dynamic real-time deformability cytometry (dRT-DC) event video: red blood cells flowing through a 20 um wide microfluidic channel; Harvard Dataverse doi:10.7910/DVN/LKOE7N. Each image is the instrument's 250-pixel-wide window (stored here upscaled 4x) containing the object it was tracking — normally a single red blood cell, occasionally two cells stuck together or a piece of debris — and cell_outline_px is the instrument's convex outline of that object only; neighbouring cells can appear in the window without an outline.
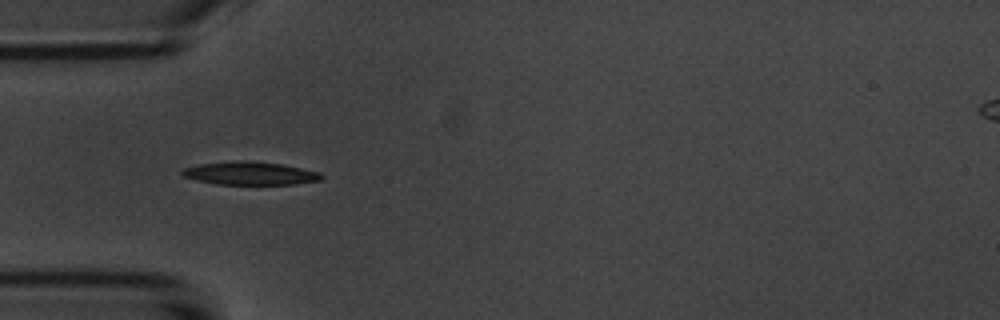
{"species": "common noctule bat (a hibernating species)", "species_latin": "Nyctalus noctula", "temperature_condition": "room temperature", "stored_images_in_passage": 8, "camera_frame_rate_fps": 3000, "um_per_image_px": 0.085, "animal": {"sex": "male", "body_mass_g": 20.1, "forearm_length_mm": 53.5}, "frame": {"image": 1, "passage_image": 5, "time_ms": 4.333, "image_size_px": [1000, 320], "cell_outline_px": [[324, 176], [320, 180], [296, 184], [216, 184], [196, 180], [184, 176], [180, 172], [184, 168], [200, 164], [240, 160], [248, 160], [284, 164], [320, 172]], "centroid_in_image_um": [21.28, 14.72], "position_along_channel_um": 63.7, "area_um2": 18.79}}
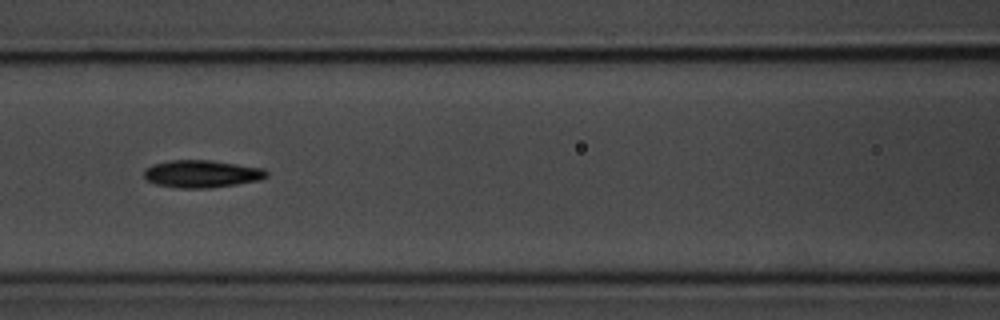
{"frame": {"image": 2, "passage_image": 7, "time_ms": 6.667, "image_size_px": [1000, 320], "cell_outline_px": [[268, 176], [260, 180], [236, 184], [208, 188], [180, 188], [156, 184], [148, 180], [144, 176], [144, 168], [152, 164], [168, 160], [212, 160], [264, 168], [268, 172]], "centroid_in_image_um": [17.15, 14.76], "position_along_channel_um": 149.4, "area_um2": 19.71}}
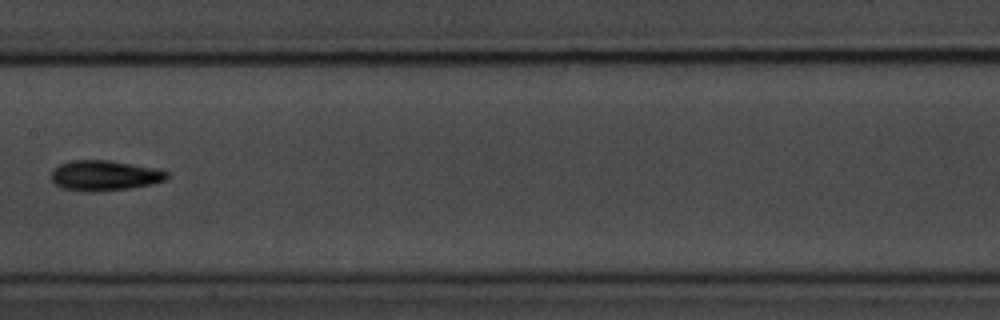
{"frame": {"image": 3, "passage_image": 8, "time_ms": 8.0, "image_size_px": [1000, 320], "cell_outline_px": [[168, 176], [164, 180], [152, 184], [128, 188], [96, 192], [84, 192], [64, 188], [56, 184], [52, 180], [52, 168], [60, 164], [72, 160], [108, 160], [156, 168], [168, 172]], "centroid_in_image_um": [8.87, 14.92], "position_along_channel_um": 198.5, "area_um2": 20.35}}